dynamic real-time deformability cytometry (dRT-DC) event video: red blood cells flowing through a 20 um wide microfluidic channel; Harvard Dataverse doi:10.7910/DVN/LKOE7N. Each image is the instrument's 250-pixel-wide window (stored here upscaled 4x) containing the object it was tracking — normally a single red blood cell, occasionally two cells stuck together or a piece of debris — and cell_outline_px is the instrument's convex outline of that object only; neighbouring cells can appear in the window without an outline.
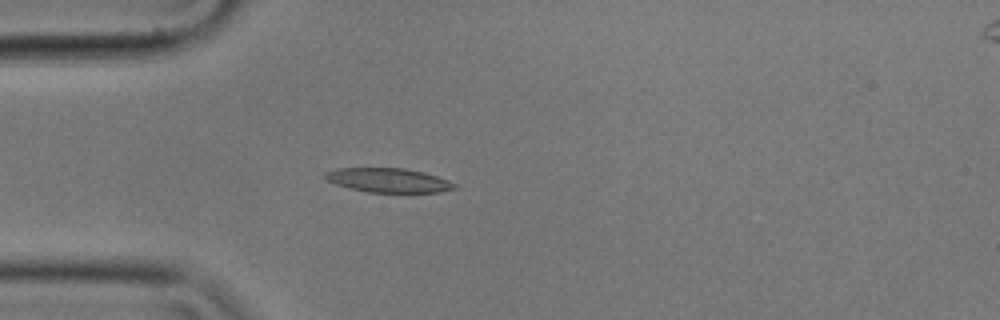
{"species": "common noctule bat (a hibernating species)", "species_latin": "Nyctalus noctula", "temperature_condition": "cold", "stored_images_in_passage": 4, "camera_frame_rate_fps": 3000, "um_per_image_px": 0.085, "animal": {"sex": "male", "body_mass_g": 17.9}, "frame": {"image": 1, "passage_image": 1, "time_ms": 0.0, "image_size_px": [1000, 320], "cell_outline_px": [[456, 188], [440, 192], [368, 192], [348, 188], [324, 180], [324, 172], [336, 168], [404, 168], [424, 172], [448, 180], [456, 184]], "centroid_in_image_um": [32.96, 15.32], "position_along_channel_um": 52.0, "area_um2": 18.32}}